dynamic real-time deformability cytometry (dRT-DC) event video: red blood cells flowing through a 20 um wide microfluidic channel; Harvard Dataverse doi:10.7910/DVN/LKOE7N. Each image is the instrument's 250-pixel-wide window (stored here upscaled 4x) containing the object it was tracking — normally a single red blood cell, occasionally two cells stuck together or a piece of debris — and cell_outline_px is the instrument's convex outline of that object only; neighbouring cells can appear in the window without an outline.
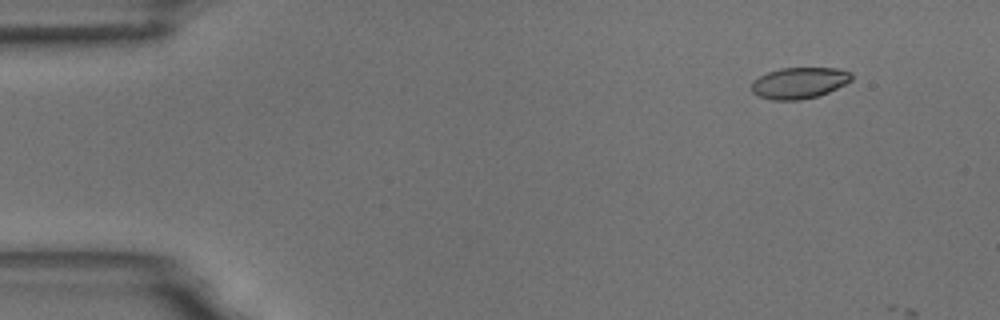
{"species": "common noctule bat (a hibernating species)", "species_latin": "Nyctalus noctula", "temperature_condition": "room temperature", "stored_images_in_passage": 3, "camera_frame_rate_fps": 3000, "um_per_image_px": 0.085, "animal": {"sex": "male", "body_mass_g": 18.8}, "frame": {"image": 1, "passage_image": 2, "time_ms": 1.333, "image_size_px": [1000, 320], "cell_outline_px": [[852, 80], [828, 92], [816, 96], [800, 100], [772, 100], [760, 96], [752, 92], [752, 80], [768, 72], [780, 68], [836, 68], [852, 72]], "centroid_in_image_um": [67.93, 7.04], "position_along_channel_um": 17.1, "area_um2": 18.09}}